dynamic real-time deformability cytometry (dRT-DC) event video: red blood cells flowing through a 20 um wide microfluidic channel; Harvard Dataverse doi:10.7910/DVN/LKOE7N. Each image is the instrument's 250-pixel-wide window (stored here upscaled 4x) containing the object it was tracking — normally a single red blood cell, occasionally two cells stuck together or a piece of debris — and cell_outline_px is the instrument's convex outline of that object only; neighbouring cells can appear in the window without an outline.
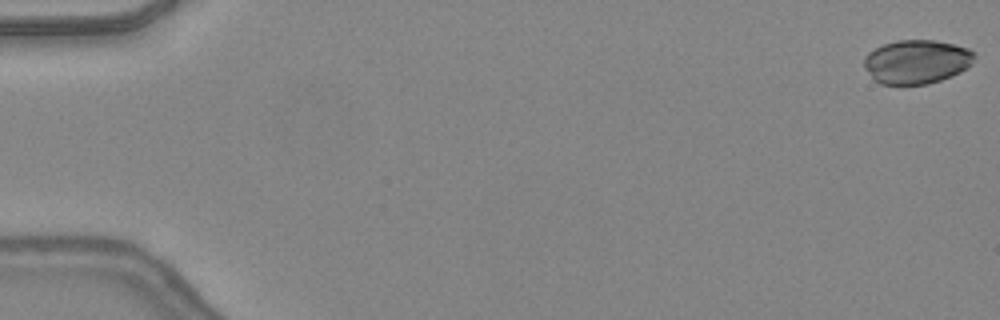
{"species": "common noctule bat (a hibernating species)", "species_latin": "Nyctalus noctula", "temperature_condition": "warm", "stored_images_in_passage": 48, "camera_frame_rate_fps": 3000, "um_per_image_px": 0.085, "animal": {"sex": "female", "body_mass_g": 24.6, "forearm_length_mm": 56.2}, "frame": {"image": 1, "passage_image": 1, "time_ms": 0.0, "image_size_px": [1000, 320], "cell_outline_px": [[976, 56], [972, 64], [960, 72], [952, 76], [928, 84], [880, 84], [864, 68], [864, 56], [868, 52], [884, 44], [896, 40], [936, 40], [968, 48]], "centroid_in_image_um": [77.92, 5.24], "position_along_channel_um": 7.1, "area_um2": 28.21}}
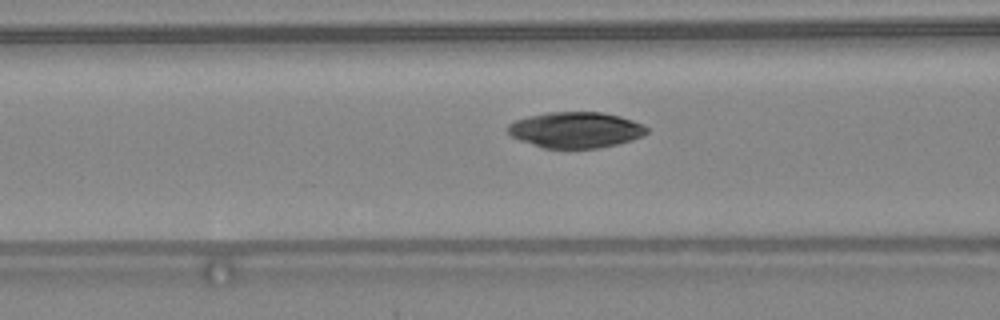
{"frame": {"image": 2, "passage_image": 20, "time_ms": 6.333, "image_size_px": [1000, 320], "cell_outline_px": [[648, 132], [644, 136], [632, 140], [600, 148], [544, 148], [520, 140], [512, 136], [508, 132], [508, 124], [516, 120], [528, 116], [548, 112], [604, 112], [620, 116], [644, 124], [648, 128]], "centroid_in_image_um": [48.97, 11.04], "position_along_channel_um": 117.6, "area_um2": 29.13}}
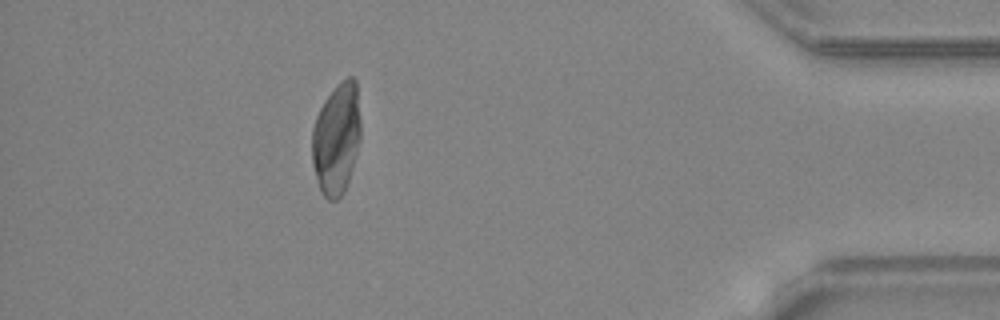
{"frame": {"image": 3, "passage_image": 43, "time_ms": 14.0, "image_size_px": [1000, 320], "cell_outline_px": [[360, 140], [352, 168], [344, 192], [336, 200], [328, 200], [320, 192], [312, 164], [312, 128], [316, 116], [324, 100], [336, 84], [340, 80], [348, 76], [352, 76], [356, 80], [360, 120]], "centroid_in_image_um": [28.59, 11.76], "position_along_channel_um": 406.6, "area_um2": 31.85}, "authors_computed_cell_mechanics": {"area_um2": 29.5936, "velocity_mm_per_s": 4.3929, "shape_relaxation_time_tau1_ms": 7.4483, "shape_relaxation_time_tau2_ms": 1.8857, "deformation_change_tau1": 0.2184, "deformation_change_tau2": 0.0357}}